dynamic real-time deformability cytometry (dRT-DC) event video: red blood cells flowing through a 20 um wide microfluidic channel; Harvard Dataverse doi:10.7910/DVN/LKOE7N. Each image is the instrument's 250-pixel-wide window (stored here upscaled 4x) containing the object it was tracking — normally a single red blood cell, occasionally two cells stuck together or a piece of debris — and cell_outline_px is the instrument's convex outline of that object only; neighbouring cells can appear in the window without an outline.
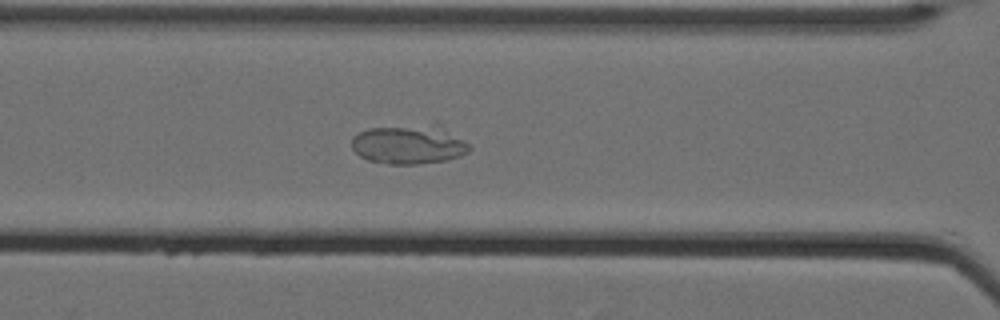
{"species": "Egyptian fruit bat (a non-hibernating species)", "species_latin": "Rousettus aegyptiacus", "temperature_condition": "cold", "stored_images_in_passage": 38, "camera_frame_rate_fps": 3000, "um_per_image_px": 0.085, "animal": {"sex": "female"}, "frame": {"image": 1, "passage_image": 6, "time_ms": 1.667, "image_size_px": [1000, 320], "cell_outline_px": [[472, 148], [468, 152], [460, 156], [448, 160], [416, 164], [388, 164], [368, 160], [360, 156], [352, 148], [352, 136], [368, 128], [436, 120], [468, 144]], "centroid_in_image_um": [34.79, 12.21], "position_along_channel_um": 131.8, "area_um2": 27.98}}
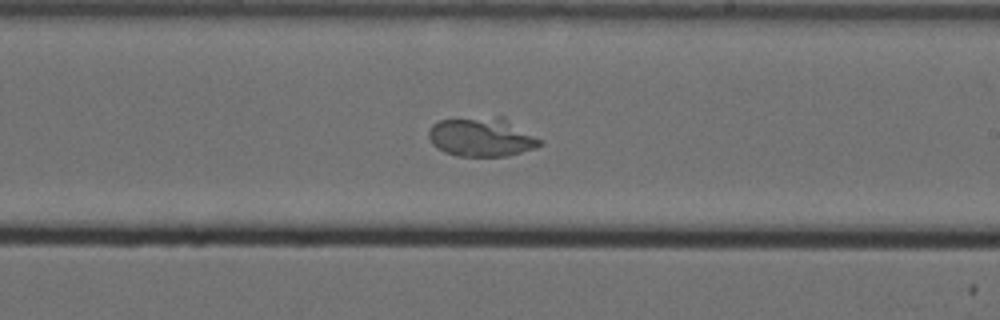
{"frame": {"image": 2, "passage_image": 16, "time_ms": 5.0, "image_size_px": [1000, 320], "cell_outline_px": [[544, 144], [536, 148], [504, 156], [456, 156], [444, 152], [436, 148], [432, 144], [428, 136], [428, 132], [432, 124], [440, 120], [496, 116], [504, 116], [544, 140]], "centroid_in_image_um": [40.98, 11.64], "position_along_channel_um": 248.0, "area_um2": 25.78}}
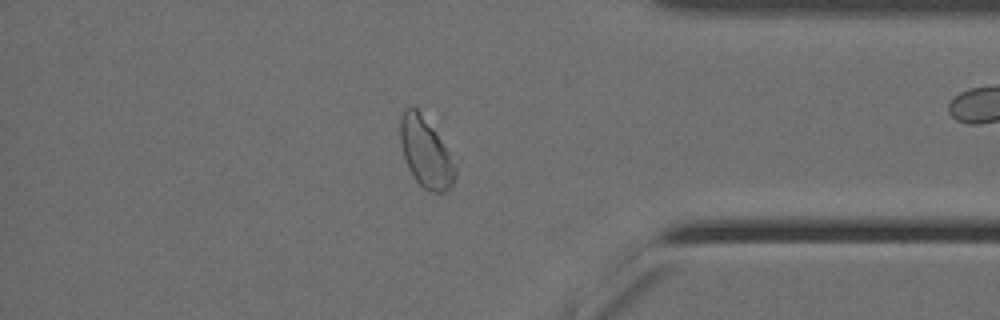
{"frame": {"image": 3, "passage_image": 30, "time_ms": 9.667, "image_size_px": [1000, 320], "cell_outline_px": [[460, 156], [456, 180], [444, 192], [436, 192], [424, 188], [412, 176], [404, 160], [400, 144], [400, 116], [404, 108], [412, 104], [420, 112]], "centroid_in_image_um": [36.29, 12.92], "position_along_channel_um": 398.9, "area_um2": 24.1}}